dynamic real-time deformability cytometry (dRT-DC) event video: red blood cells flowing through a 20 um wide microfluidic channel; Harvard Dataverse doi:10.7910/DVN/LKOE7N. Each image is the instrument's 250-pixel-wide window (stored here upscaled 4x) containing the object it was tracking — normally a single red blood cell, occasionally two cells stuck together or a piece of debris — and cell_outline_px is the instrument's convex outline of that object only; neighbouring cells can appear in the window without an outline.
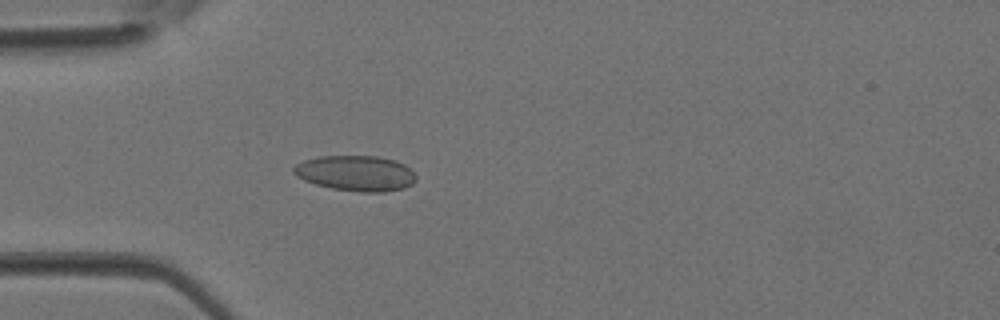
{"species": "Egyptian fruit bat (a non-hibernating species)", "species_latin": "Rousettus aegyptiacus", "temperature_condition": "room temperature", "stored_images_in_passage": 38, "camera_frame_rate_fps": 3000, "um_per_image_px": 0.085, "animal": {"sex": "female"}, "frame": {"image": 1, "passage_image": 11, "time_ms": 3.333, "image_size_px": [1000, 320], "cell_outline_px": [[416, 180], [412, 184], [404, 188], [384, 192], [360, 192], [332, 188], [316, 184], [304, 180], [296, 176], [292, 172], [292, 168], [296, 164], [304, 160], [320, 156], [376, 156], [396, 160], [404, 164], [416, 176]], "centroid_in_image_um": [30.23, 14.72], "position_along_channel_um": 54.8, "area_um2": 25.32}}
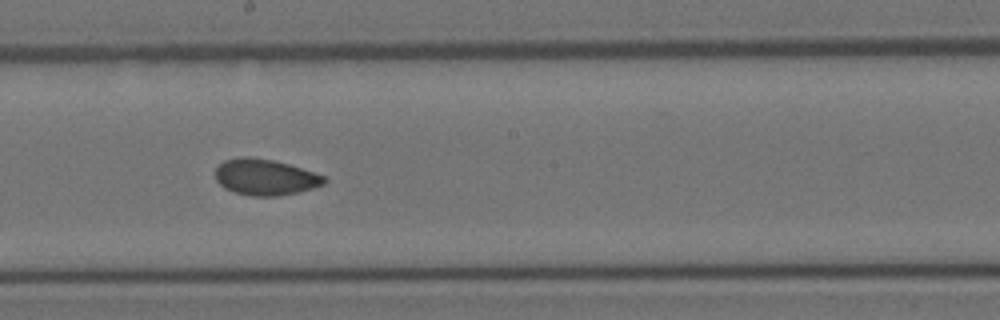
{"frame": {"image": 2, "passage_image": 21, "time_ms": 6.667, "image_size_px": [1000, 320], "cell_outline_px": [[328, 180], [324, 184], [312, 188], [296, 192], [276, 196], [252, 196], [232, 192], [224, 188], [216, 180], [216, 168], [224, 160], [240, 156], [248, 156], [272, 160], [288, 164], [324, 176]], "centroid_in_image_um": [22.5, 15.05], "position_along_channel_um": 225.7, "area_um2": 22.77}}
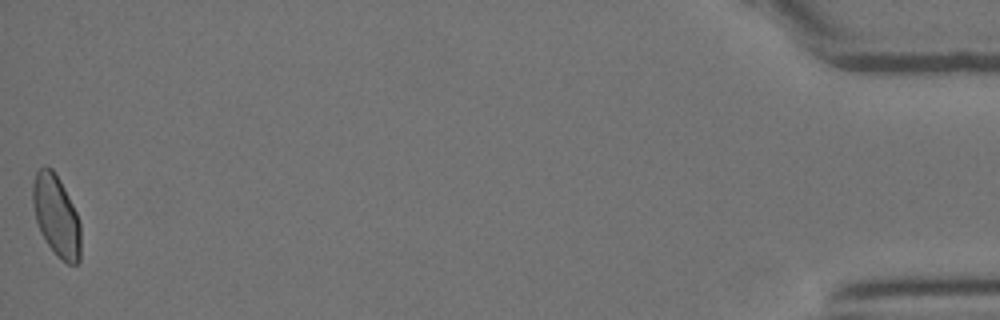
{"frame": {"image": 3, "passage_image": 38, "time_ms": 12.333, "image_size_px": [1000, 320], "cell_outline_px": [[80, 260], [76, 264], [68, 264], [56, 256], [40, 232], [36, 220], [32, 204], [32, 184], [36, 172], [44, 164], [52, 168], [60, 180], [76, 212], [80, 224]], "centroid_in_image_um": [4.77, 18.33], "position_along_channel_um": 430.4, "area_um2": 22.77}}